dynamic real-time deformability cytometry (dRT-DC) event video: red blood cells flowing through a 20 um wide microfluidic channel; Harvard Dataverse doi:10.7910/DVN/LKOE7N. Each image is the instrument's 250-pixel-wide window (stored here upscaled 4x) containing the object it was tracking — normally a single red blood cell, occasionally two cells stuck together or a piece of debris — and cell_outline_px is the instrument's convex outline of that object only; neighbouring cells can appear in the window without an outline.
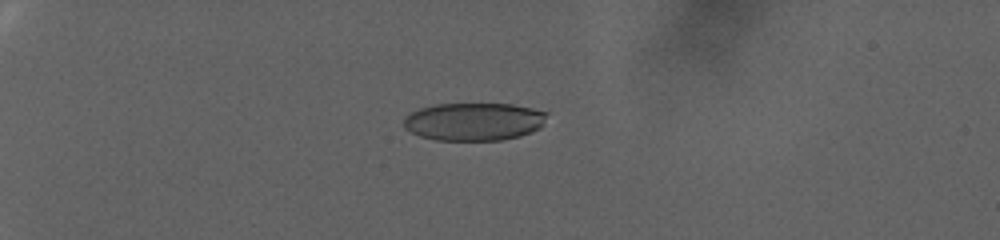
{"species": "human", "species_latin": "Homo sapiens", "temperature_condition": "warm", "stored_images_in_passage": 88, "camera_frame_rate_fps": 3000, "um_per_image_px": 0.085, "donor": {"sex": "female"}, "frame": {"image": 1, "passage_image": 28, "time_ms": 9.0, "image_size_px": [1000, 240], "cell_outline_px": [[548, 112], [540, 128], [532, 132], [520, 136], [500, 140], [436, 140], [420, 136], [404, 128], [404, 116], [420, 108], [436, 104], [512, 104], [532, 108]], "centroid_in_image_um": [40.28, 10.33], "position_along_channel_um": 44.7, "area_um2": 31.62}}
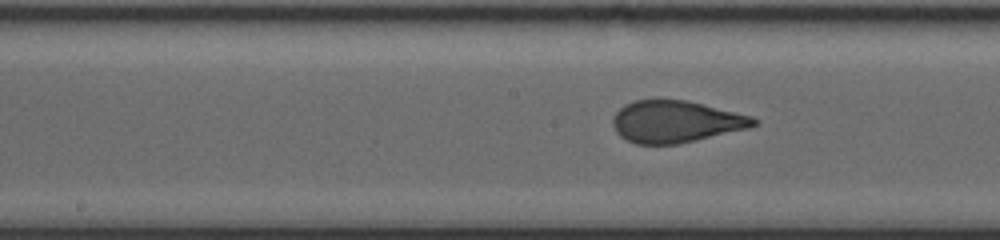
{"frame": {"image": 2, "passage_image": 53, "time_ms": 17.333, "image_size_px": [1000, 240], "cell_outline_px": [[760, 124], [748, 128], [680, 144], [636, 144], [620, 136], [616, 132], [612, 124], [612, 116], [624, 104], [636, 100], [656, 96], [688, 100], [752, 116], [760, 120]], "centroid_in_image_um": [57.43, 10.3], "position_along_channel_um": 190.8, "area_um2": 35.32}}
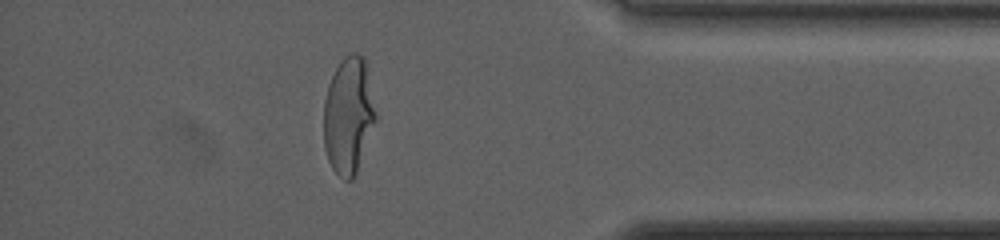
{"frame": {"image": 3, "passage_image": 80, "time_ms": 26.333, "image_size_px": [1000, 240], "cell_outline_px": [[376, 120], [356, 172], [352, 180], [344, 180], [332, 168], [328, 160], [324, 148], [324, 100], [328, 84], [340, 60], [344, 56], [352, 52], [356, 52], [364, 56], [376, 112]], "centroid_in_image_um": [29.61, 9.79], "position_along_channel_um": 405.6, "area_um2": 35.26}, "authors_computed_cell_mechanics": {"area_um2": 34.4488, "velocity_mm_per_s": 2.594, "shape_relaxation_time_tau1_ms": 9.9372, "shape_relaxation_time_tau2_ms": null, "deformation_change_tau1": 0.2549, "deformation_change_tau2": null}}